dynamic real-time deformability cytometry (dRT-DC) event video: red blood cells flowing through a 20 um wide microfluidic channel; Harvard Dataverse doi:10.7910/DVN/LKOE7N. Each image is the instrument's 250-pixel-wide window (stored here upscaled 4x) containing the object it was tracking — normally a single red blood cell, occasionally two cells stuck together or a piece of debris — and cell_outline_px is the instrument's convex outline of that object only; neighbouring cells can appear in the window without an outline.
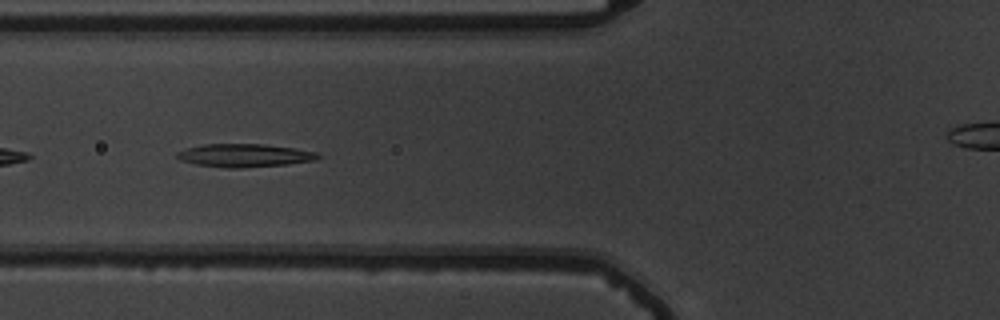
{"species": "common noctule bat (a hibernating species)", "species_latin": "Nyctalus noctula", "temperature_condition": "warm", "stored_images_in_passage": 40, "segment_of_instrument_passage": [1, 2], "camera_frame_rate_fps": 3000, "um_per_image_px": 0.085, "animal": {"sex": "male", "body_mass_g": 19.5, "forearm_length_mm": 54.6}, "frame": {"image": 1, "passage_image": 6, "time_ms": 1.667, "image_size_px": [1000, 320], "cell_outline_px": [[320, 156], [316, 160], [288, 164], [244, 168], [228, 168], [196, 164], [180, 160], [176, 156], [176, 152], [188, 148], [204, 144], [264, 144], [296, 148], [316, 152]], "centroid_in_image_um": [20.8, 13.21], "position_along_channel_um": 105.0, "area_um2": 19.02}}
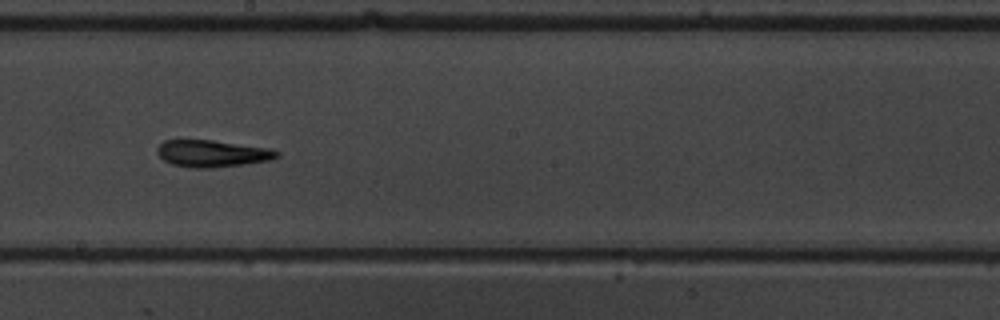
{"frame": {"image": 2, "passage_image": 16, "time_ms": 5.0, "image_size_px": [1000, 320], "cell_outline_px": [[280, 156], [268, 160], [244, 164], [208, 168], [192, 168], [172, 164], [164, 160], [156, 152], [156, 148], [164, 140], [212, 140], [268, 148], [280, 152]], "centroid_in_image_um": [18.01, 13.05], "position_along_channel_um": 230.2, "area_um2": 18.61}}
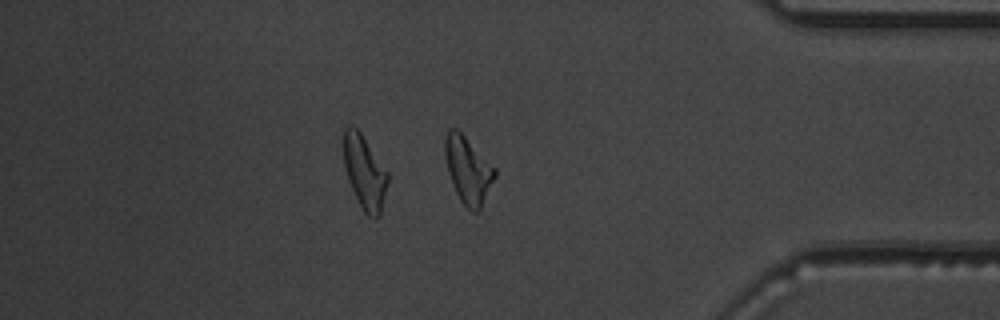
{"frame": {"image": 3, "passage_image": 31, "time_ms": 10.0, "image_size_px": [1000, 320], "cell_outline_px": [[496, 176], [480, 208], [476, 212], [472, 212], [460, 200], [456, 192], [448, 172], [444, 152], [444, 140], [448, 128], [456, 128], [496, 168]], "centroid_in_image_um": [39.77, 14.43], "position_along_channel_um": 395.4, "area_um2": 19.07}}